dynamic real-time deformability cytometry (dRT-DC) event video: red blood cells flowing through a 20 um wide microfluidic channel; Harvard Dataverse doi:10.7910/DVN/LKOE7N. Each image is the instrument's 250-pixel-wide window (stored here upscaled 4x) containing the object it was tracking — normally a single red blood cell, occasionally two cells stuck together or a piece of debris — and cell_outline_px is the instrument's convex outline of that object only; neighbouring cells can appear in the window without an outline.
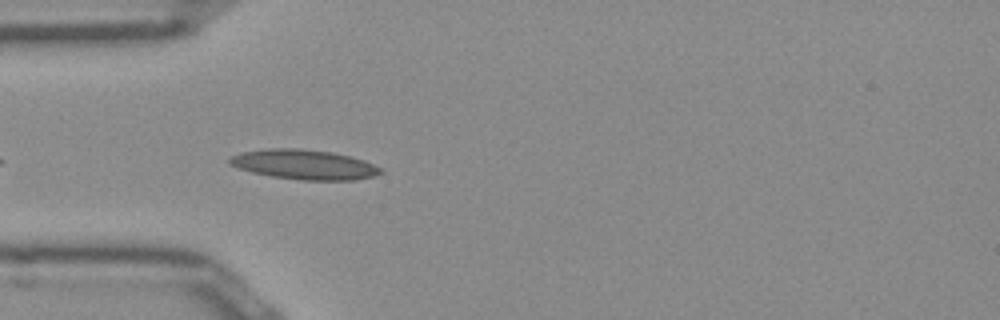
{"species": "Egyptian fruit bat (a non-hibernating species)", "species_latin": "Rousettus aegyptiacus", "temperature_condition": "room temperature", "stored_images_in_passage": 6, "camera_frame_rate_fps": 3000, "um_per_image_px": 0.085, "frame": {"image": 1, "passage_image": 3, "time_ms": 0.667, "image_size_px": [1000, 320], "cell_outline_px": [[384, 172], [372, 176], [352, 180], [304, 180], [272, 176], [252, 172], [228, 164], [228, 160], [232, 156], [240, 152], [268, 148], [300, 148], [332, 152], [364, 160], [380, 168]], "centroid_in_image_um": [25.82, 13.97], "position_along_channel_um": 59.2, "area_um2": 26.01}}